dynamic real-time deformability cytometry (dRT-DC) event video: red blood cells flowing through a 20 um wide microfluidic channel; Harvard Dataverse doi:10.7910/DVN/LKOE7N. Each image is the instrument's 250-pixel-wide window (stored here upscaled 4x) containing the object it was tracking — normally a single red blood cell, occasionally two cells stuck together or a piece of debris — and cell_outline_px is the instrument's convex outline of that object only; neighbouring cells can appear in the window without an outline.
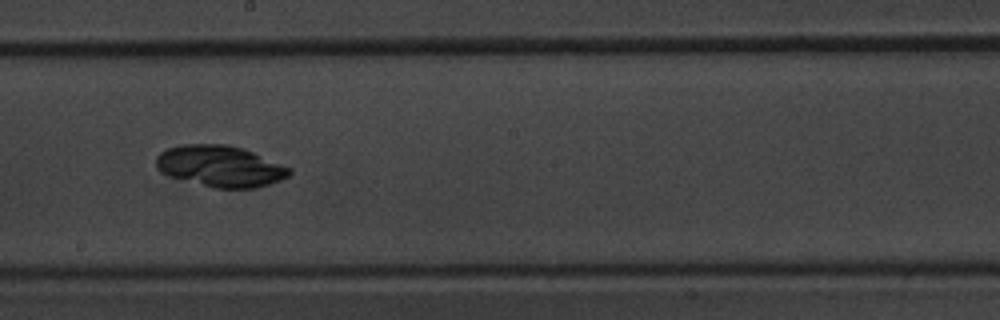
{"species": "common noctule bat (a hibernating species)", "species_latin": "Nyctalus noctula", "temperature_condition": "warm", "stored_images_in_passage": 54, "camera_frame_rate_fps": 3000, "um_per_image_px": 0.085, "animal": {"sex": "male", "body_mass_g": 20.1, "forearm_length_mm": 53.5}, "frame": {"image": 1, "passage_image": 31, "time_ms": 10.0, "image_size_px": [1000, 320], "cell_outline_px": [[292, 172], [288, 176], [280, 180], [256, 188], [216, 188], [168, 176], [160, 172], [156, 168], [156, 156], [160, 152], [168, 148], [180, 144], [228, 144], [244, 148], [292, 168]], "centroid_in_image_um": [18.71, 14.11], "position_along_channel_um": 229.5, "area_um2": 32.25}}